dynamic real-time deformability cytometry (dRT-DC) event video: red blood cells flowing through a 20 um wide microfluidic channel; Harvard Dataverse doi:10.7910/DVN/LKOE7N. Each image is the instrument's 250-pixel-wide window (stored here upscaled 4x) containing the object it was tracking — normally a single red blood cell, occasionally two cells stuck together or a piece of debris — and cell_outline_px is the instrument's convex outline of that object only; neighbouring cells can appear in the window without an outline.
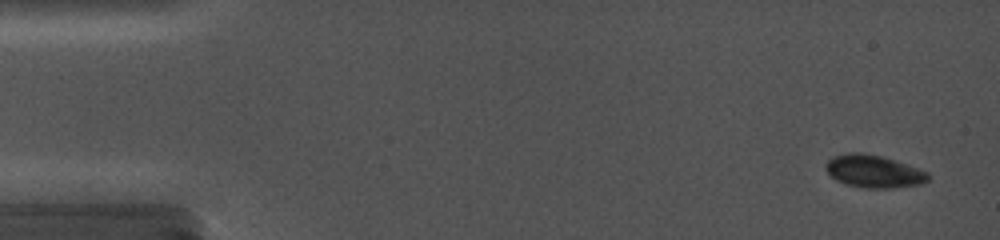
{"species": "common noctule bat (a hibernating species)", "species_latin": "Nyctalus noctula", "temperature_condition": "cold", "stored_images_in_passage": 53, "camera_frame_rate_fps": 5000, "um_per_image_px": 0.085, "animal": {"sex": "female", "body_mass_g": 19.0, "forearm_length_mm": 56.7}, "frame": {"image": 1, "passage_image": 3, "time_ms": 0.6, "image_size_px": [1000, 240], "cell_outline_px": [[928, 180], [920, 184], [888, 188], [864, 188], [848, 184], [836, 180], [824, 168], [824, 164], [832, 156], [848, 152], [860, 152], [880, 156], [928, 172]], "centroid_in_image_um": [74.2, 14.56], "position_along_channel_um": 10.8, "area_um2": 19.13}}
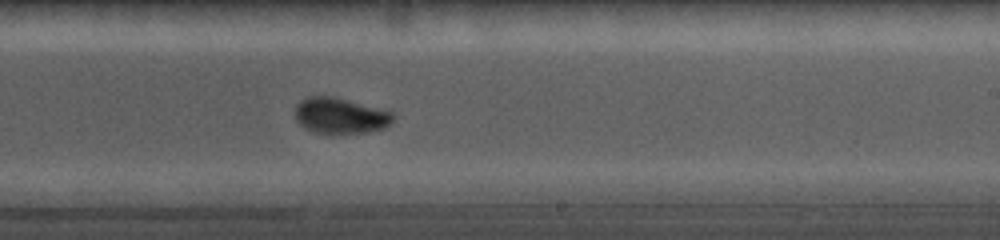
{"frame": {"image": 2, "passage_image": 32, "time_ms": 10.6, "image_size_px": [1000, 240], "cell_outline_px": [[396, 116], [384, 128], [368, 132], [316, 132], [304, 128], [296, 120], [296, 108], [300, 100], [308, 96], [332, 96], [392, 112]], "centroid_in_image_um": [28.91, 9.82], "position_along_channel_um": 260.1, "area_um2": 19.94}}
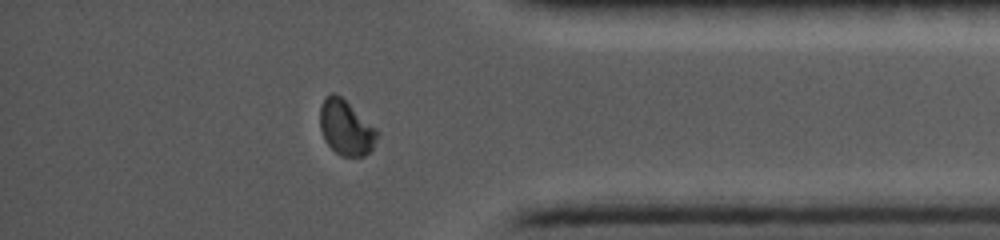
{"frame": {"image": 3, "passage_image": 45, "time_ms": 14.6, "image_size_px": [1000, 240], "cell_outline_px": [[380, 132], [372, 148], [364, 156], [340, 156], [324, 140], [320, 128], [320, 104], [324, 96], [332, 92], [340, 96], [376, 128]], "centroid_in_image_um": [29.38, 10.84], "position_along_channel_um": 405.8, "area_um2": 18.26}}